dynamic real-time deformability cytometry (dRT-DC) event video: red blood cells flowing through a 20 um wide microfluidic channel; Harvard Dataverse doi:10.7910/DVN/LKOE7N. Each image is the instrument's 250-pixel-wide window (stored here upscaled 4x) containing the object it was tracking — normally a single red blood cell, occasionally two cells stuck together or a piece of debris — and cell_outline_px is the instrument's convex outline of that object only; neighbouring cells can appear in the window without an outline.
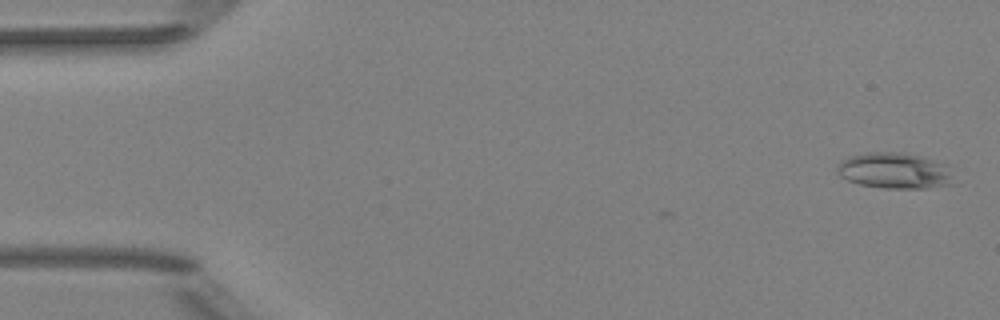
{"species": "Egyptian fruit bat (a non-hibernating species)", "species_latin": "Rousettus aegyptiacus", "temperature_condition": "room temperature", "stored_images_in_passage": 5, "camera_frame_rate_fps": 3000, "um_per_image_px": 0.085, "animal": {"sex": "female"}, "frame": {"image": 1, "passage_image": 1, "time_ms": 0.0, "image_size_px": [1000, 320], "cell_outline_px": [[956, 184], [924, 188], [884, 188], [860, 184], [848, 180], [840, 176], [836, 168], [844, 160], [852, 156], [868, 152], [896, 152], [920, 156], [948, 164]], "centroid_in_image_um": [76.12, 14.52], "position_along_channel_um": 8.9, "area_um2": 24.33}}
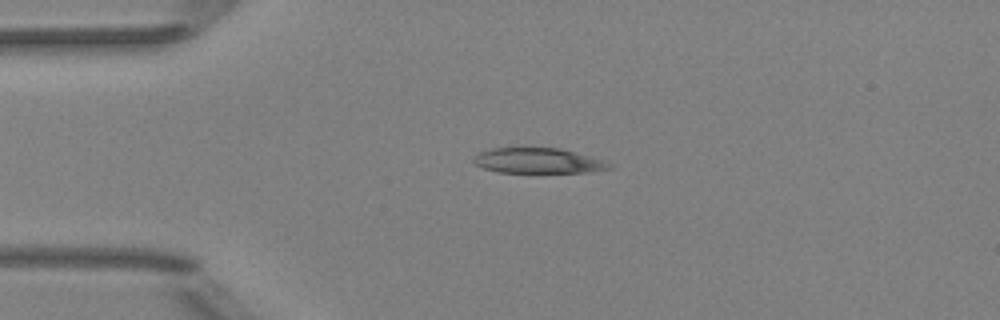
{"frame": {"image": 2, "passage_image": 4, "time_ms": 3.667, "image_size_px": [1000, 320], "cell_outline_px": [[612, 168], [592, 172], [500, 172], [484, 168], [476, 164], [472, 160], [480, 152], [488, 148], [560, 148], [604, 160], [612, 164]], "centroid_in_image_um": [45.77, 13.66], "position_along_channel_um": 39.2, "area_um2": 19.83}}